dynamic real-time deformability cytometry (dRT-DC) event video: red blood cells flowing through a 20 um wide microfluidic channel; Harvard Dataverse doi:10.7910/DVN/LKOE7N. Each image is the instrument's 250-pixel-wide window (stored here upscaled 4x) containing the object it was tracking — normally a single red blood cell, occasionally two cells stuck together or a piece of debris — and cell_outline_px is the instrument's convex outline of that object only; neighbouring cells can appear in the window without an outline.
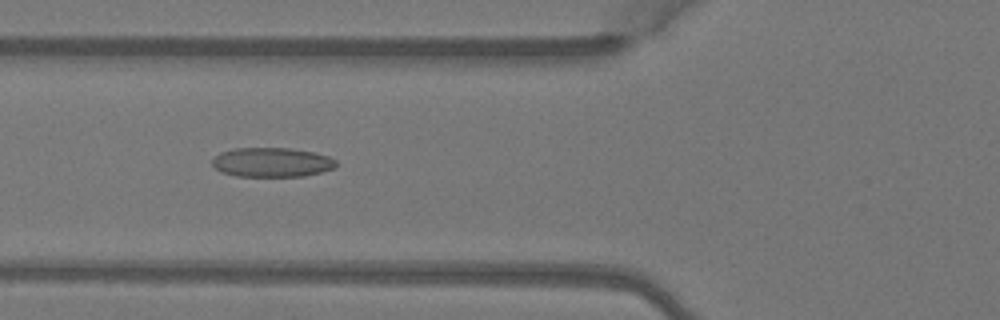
{"species": "Egyptian fruit bat (a non-hibernating species)", "species_latin": "Rousettus aegyptiacus", "temperature_condition": "warm", "stored_images_in_passage": 7, "camera_frame_rate_fps": 3000, "um_per_image_px": 0.085, "animal": {"sex": "female"}, "frame": {"image": 1, "passage_image": 6, "time_ms": 1.667, "image_size_px": [1000, 320], "cell_outline_px": [[336, 164], [332, 168], [320, 172], [304, 176], [236, 176], [220, 172], [212, 164], [212, 160], [220, 152], [232, 148], [288, 148], [312, 152], [328, 156], [336, 160]], "centroid_in_image_um": [23.06, 13.79], "position_along_channel_um": 102.7, "area_um2": 21.1}}
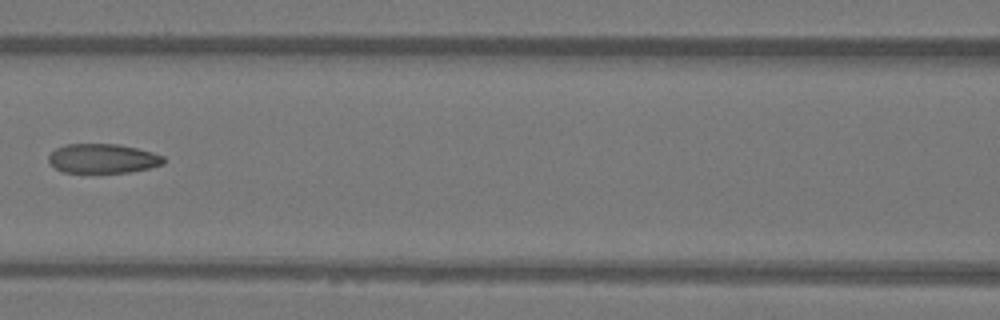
{"frame": {"image": 2, "passage_image": 7, "time_ms": 2.0, "image_size_px": [1000, 320], "cell_outline_px": [[164, 164], [148, 168], [128, 172], [64, 172], [56, 168], [48, 160], [48, 156], [56, 148], [64, 144], [120, 144], [152, 152], [164, 156]], "centroid_in_image_um": [8.74, 13.46], "position_along_channel_um": 157.9, "area_um2": 19.54}}